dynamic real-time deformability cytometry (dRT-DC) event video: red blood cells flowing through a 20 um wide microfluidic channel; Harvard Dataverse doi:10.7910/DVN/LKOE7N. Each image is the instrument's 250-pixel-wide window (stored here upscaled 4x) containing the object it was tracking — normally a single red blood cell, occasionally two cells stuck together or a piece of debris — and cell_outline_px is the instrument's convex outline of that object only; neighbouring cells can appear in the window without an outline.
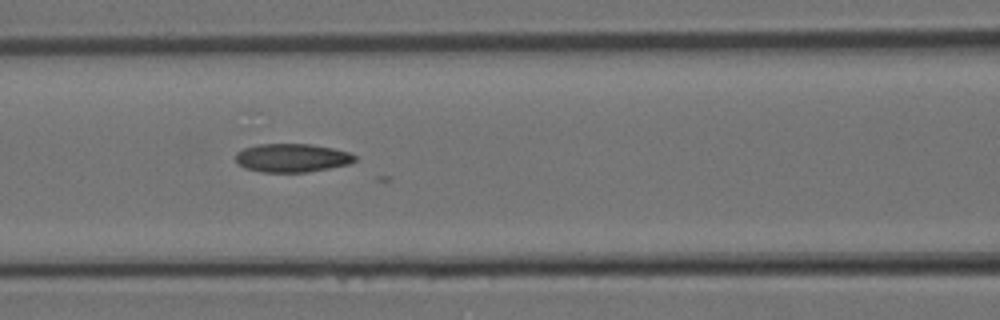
{"species": "Egyptian fruit bat (a non-hibernating species)", "species_latin": "Rousettus aegyptiacus", "temperature_condition": "room temperature", "stored_images_in_passage": 16, "camera_frame_rate_fps": 3000, "um_per_image_px": 0.085, "animal": {"sex": "female"}, "frame": {"image": 1, "passage_image": 11, "time_ms": 3.333, "image_size_px": [1000, 320], "cell_outline_px": [[356, 160], [348, 164], [308, 172], [264, 172], [244, 168], [236, 160], [236, 152], [244, 148], [256, 144], [312, 144], [332, 148], [348, 152], [356, 156]], "centroid_in_image_um": [24.81, 13.41], "position_along_channel_um": 141.8, "area_um2": 19.71}}
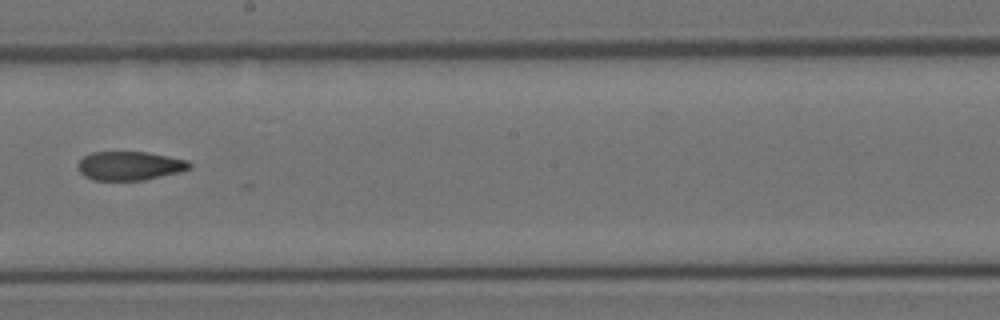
{"frame": {"image": 2, "passage_image": 15, "time_ms": 4.667, "image_size_px": [1000, 320], "cell_outline_px": [[192, 168], [180, 172], [144, 180], [92, 180], [84, 176], [76, 168], [76, 164], [84, 156], [92, 152], [148, 152], [188, 160], [192, 164]], "centroid_in_image_um": [11.02, 14.09], "position_along_channel_um": 237.2, "area_um2": 18.96}}